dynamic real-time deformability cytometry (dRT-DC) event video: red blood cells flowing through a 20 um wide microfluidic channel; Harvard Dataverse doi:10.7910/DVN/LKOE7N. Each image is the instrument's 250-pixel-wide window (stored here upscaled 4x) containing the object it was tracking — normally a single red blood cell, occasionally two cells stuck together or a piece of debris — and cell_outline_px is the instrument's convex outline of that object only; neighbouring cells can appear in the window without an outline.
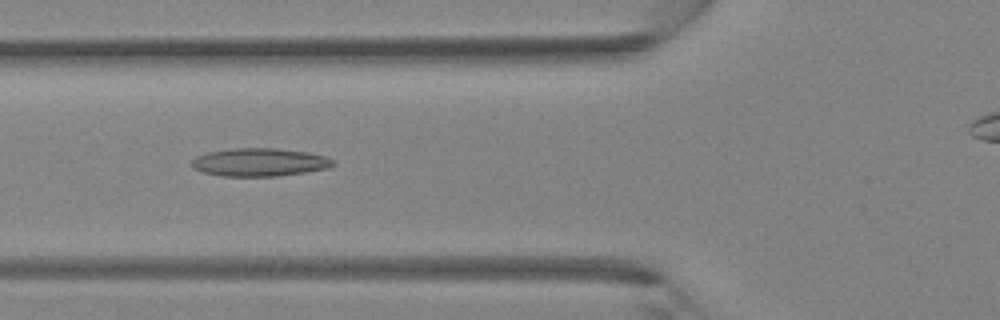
{"species": "Egyptian fruit bat (a non-hibernating species)", "species_latin": "Rousettus aegyptiacus", "temperature_condition": "room temperature", "stored_images_in_passage": 30, "camera_frame_rate_fps": 3000, "um_per_image_px": 0.085, "animal": {"sex": "female"}, "frame": {"image": 1, "passage_image": 9, "time_ms": 2.667, "image_size_px": [1000, 320], "cell_outline_px": [[336, 164], [328, 168], [304, 172], [276, 176], [220, 176], [204, 172], [192, 168], [192, 160], [196, 156], [208, 152], [232, 148], [276, 148], [308, 152], [324, 156], [336, 160]], "centroid_in_image_um": [22.07, 13.78], "position_along_channel_um": 103.7, "area_um2": 23.18}}
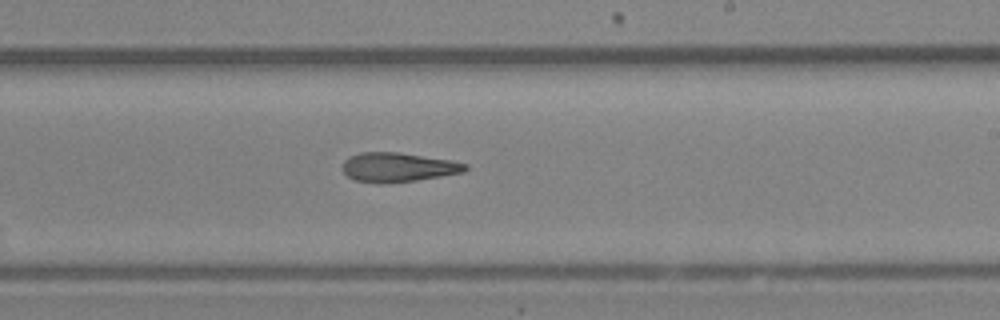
{"frame": {"image": 2, "passage_image": 18, "time_ms": 5.667, "image_size_px": [1000, 320], "cell_outline_px": [[468, 168], [464, 172], [416, 180], [384, 184], [380, 184], [356, 180], [348, 176], [344, 172], [344, 160], [348, 156], [360, 152], [400, 152], [452, 160], [468, 164]], "centroid_in_image_um": [33.84, 14.21], "position_along_channel_um": 255.2, "area_um2": 21.04}}
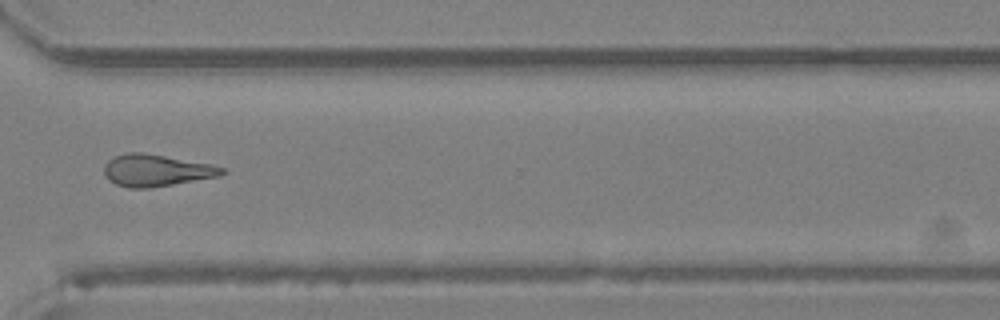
{"frame": {"image": 3, "passage_image": 24, "time_ms": 7.667, "image_size_px": [1000, 320], "cell_outline_px": [[224, 172], [220, 176], [148, 188], [128, 188], [116, 184], [108, 180], [104, 176], [104, 164], [108, 160], [116, 156], [128, 152], [140, 152], [212, 164], [224, 168]], "centroid_in_image_um": [13.24, 14.48], "position_along_channel_um": 357.4, "area_um2": 21.73}}